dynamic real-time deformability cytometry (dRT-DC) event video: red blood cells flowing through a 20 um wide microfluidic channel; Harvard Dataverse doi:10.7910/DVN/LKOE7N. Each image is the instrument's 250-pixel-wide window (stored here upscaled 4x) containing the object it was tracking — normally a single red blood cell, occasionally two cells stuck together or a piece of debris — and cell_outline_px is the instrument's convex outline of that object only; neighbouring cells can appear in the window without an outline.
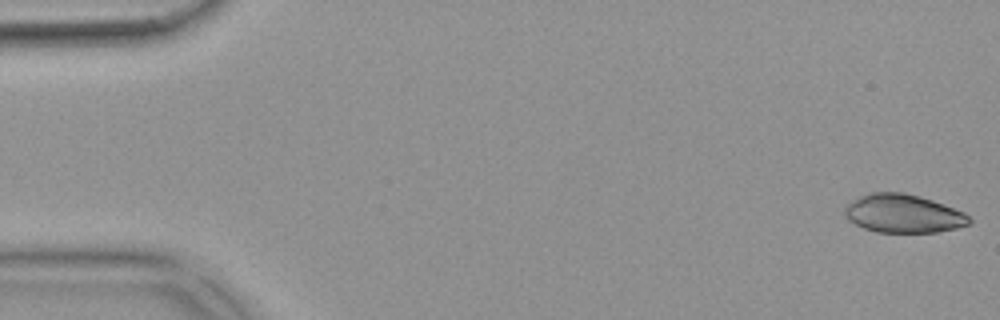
{"species": "common noctule bat (a hibernating species)", "species_latin": "Nyctalus noctula", "temperature_condition": "warm", "stored_images_in_passage": 52, "camera_frame_rate_fps": 3000, "um_per_image_px": 0.085, "animal": {"sex": "female", "body_mass_g": 18.4}, "frame": {"image": 1, "passage_image": 1, "time_ms": 0.0, "image_size_px": [1000, 320], "cell_outline_px": [[972, 224], [956, 228], [936, 232], [876, 232], [864, 228], [848, 220], [844, 216], [844, 208], [852, 200], [868, 192], [904, 192], [920, 196], [932, 200], [964, 212], [972, 220]], "centroid_in_image_um": [76.77, 18.15], "position_along_channel_um": 8.2, "area_um2": 27.98}}
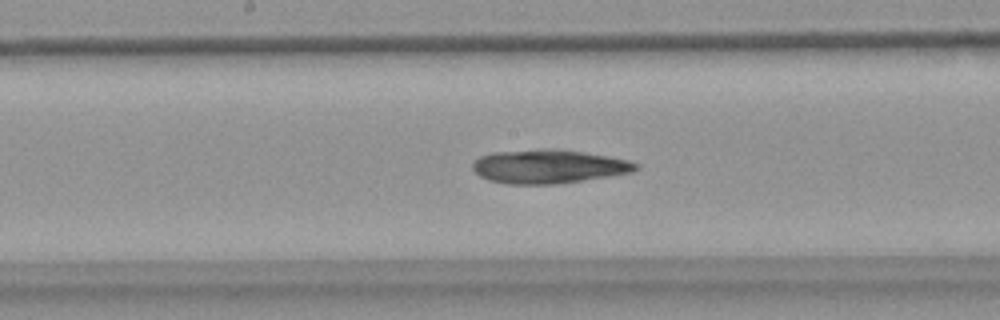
{"frame": {"image": 2, "passage_image": 27, "time_ms": 8.667, "image_size_px": [1000, 320], "cell_outline_px": [[640, 168], [632, 172], [584, 180], [556, 184], [508, 184], [488, 180], [480, 176], [472, 168], [472, 164], [480, 156], [492, 152], [544, 148], [556, 148], [584, 152], [608, 156], [628, 160], [640, 164]], "centroid_in_image_um": [46.63, 14.14], "position_along_channel_um": 201.6, "area_um2": 32.31}}
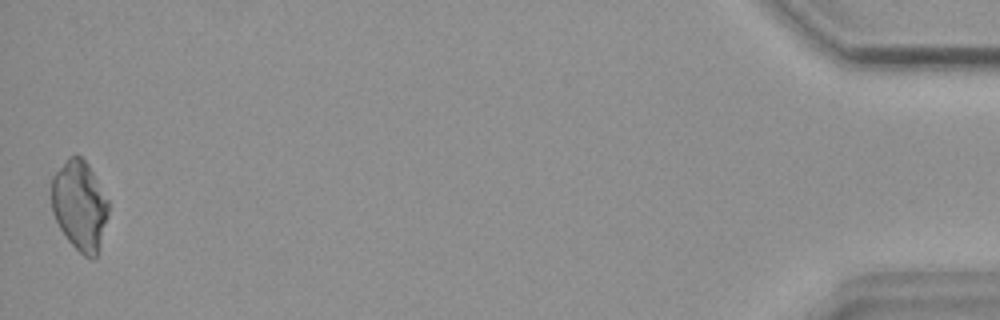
{"frame": {"image": 3, "passage_image": 52, "time_ms": 17.0, "image_size_px": [1000, 320], "cell_outline_px": [[108, 216], [100, 244], [96, 256], [92, 260], [84, 256], [68, 240], [60, 228], [52, 212], [52, 176], [68, 156], [80, 156], [88, 164], [108, 200]], "centroid_in_image_um": [6.76, 17.46], "position_along_channel_um": 428.4, "area_um2": 29.54}}